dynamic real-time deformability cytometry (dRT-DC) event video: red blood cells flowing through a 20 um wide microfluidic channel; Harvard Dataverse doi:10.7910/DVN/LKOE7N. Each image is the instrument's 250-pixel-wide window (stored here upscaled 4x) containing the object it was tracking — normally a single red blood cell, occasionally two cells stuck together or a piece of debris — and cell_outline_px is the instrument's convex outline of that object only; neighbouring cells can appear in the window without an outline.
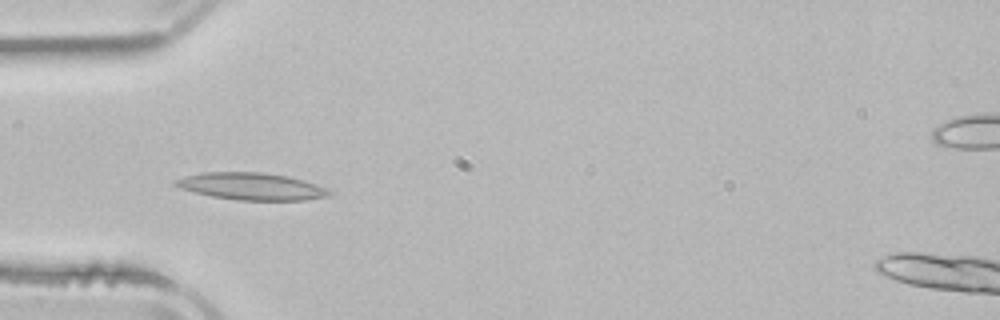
{"species": "common noctule bat (a hibernating species)", "species_latin": "Nyctalus noctula", "temperature_condition": "room temperature", "stored_images_in_passage": 6, "camera_frame_rate_fps": 3000, "um_per_image_px": 0.085, "animal": {"sex": "male", "body_mass_g": 21.5, "forearm_length_mm": 52.0}, "frame": {"image": 1, "passage_image": 4, "time_ms": 4.0, "image_size_px": [1000, 320], "cell_outline_px": [[332, 192], [328, 196], [304, 200], [236, 200], [212, 196], [180, 188], [172, 184], [172, 180], [184, 176], [200, 172], [260, 172], [288, 176], [328, 188]], "centroid_in_image_um": [21.32, 15.83], "position_along_channel_um": 63.7, "area_um2": 24.28}}
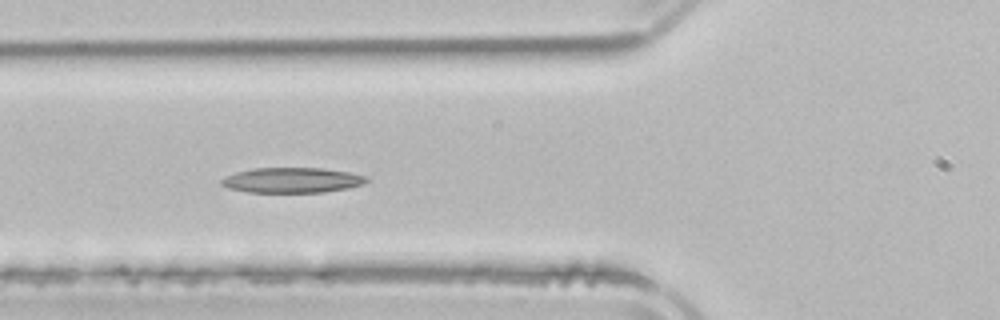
{"frame": {"image": 2, "passage_image": 5, "time_ms": 5.0, "image_size_px": [1000, 320], "cell_outline_px": [[368, 180], [364, 184], [348, 188], [324, 192], [248, 192], [228, 188], [220, 184], [220, 180], [224, 176], [236, 172], [252, 168], [324, 168], [348, 172], [368, 176]], "centroid_in_image_um": [24.81, 15.31], "position_along_channel_um": 101.0, "area_um2": 21.44}}
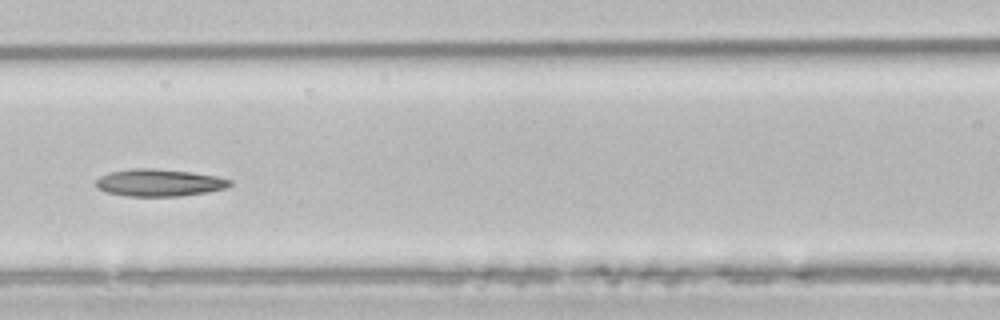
{"frame": {"image": 3, "passage_image": 6, "time_ms": 6.333, "image_size_px": [1000, 320], "cell_outline_px": [[232, 184], [228, 188], [208, 192], [180, 196], [124, 196], [108, 192], [96, 188], [96, 180], [100, 176], [108, 172], [132, 168], [152, 168], [188, 172], [216, 176], [232, 180]], "centroid_in_image_um": [13.53, 15.53], "position_along_channel_um": 153.1, "area_um2": 21.33}}